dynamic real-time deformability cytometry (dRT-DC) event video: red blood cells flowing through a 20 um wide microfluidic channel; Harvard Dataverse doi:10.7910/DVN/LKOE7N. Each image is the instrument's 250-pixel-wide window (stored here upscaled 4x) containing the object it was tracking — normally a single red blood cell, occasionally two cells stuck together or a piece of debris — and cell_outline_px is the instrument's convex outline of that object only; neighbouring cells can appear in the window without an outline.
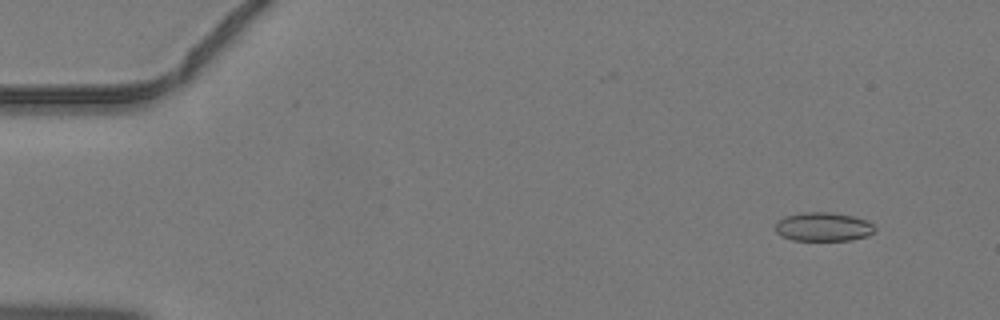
{"species": "common noctule bat (a hibernating species)", "species_latin": "Nyctalus noctula", "temperature_condition": "warm", "stored_images_in_passage": 19, "camera_frame_rate_fps": 3000, "um_per_image_px": 0.085, "animal": {"sex": "male", "body_mass_g": 19.2, "forearm_length_mm": 51.8}, "frame": {"image": 1, "passage_image": 2, "time_ms": 0.333, "image_size_px": [1000, 320], "cell_outline_px": [[876, 228], [868, 236], [852, 240], [792, 240], [780, 236], [776, 232], [776, 220], [784, 216], [800, 212], [832, 212], [852, 216], [868, 220]], "centroid_in_image_um": [69.95, 19.27], "position_along_channel_um": 15.1, "area_um2": 16.94}}
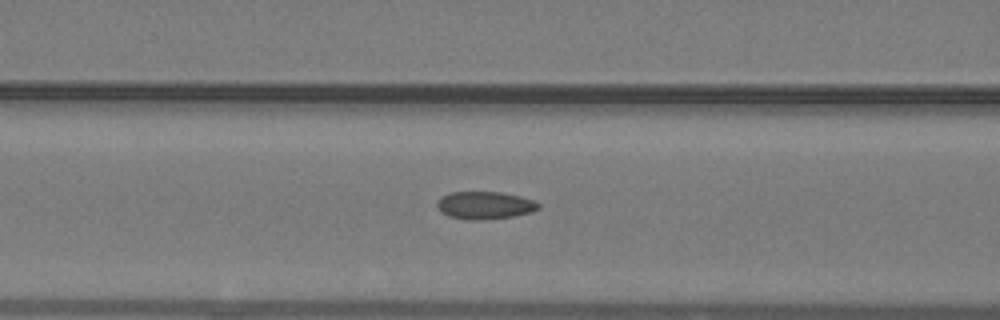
{"frame": {"image": 2, "passage_image": 17, "time_ms": 5.333, "image_size_px": [1000, 320], "cell_outline_px": [[540, 208], [532, 212], [512, 216], [472, 220], [468, 220], [448, 216], [440, 212], [436, 204], [440, 196], [448, 192], [504, 192], [520, 196], [532, 200], [540, 204]], "centroid_in_image_um": [41.17, 17.43], "position_along_channel_um": 125.4, "area_um2": 16.36}}
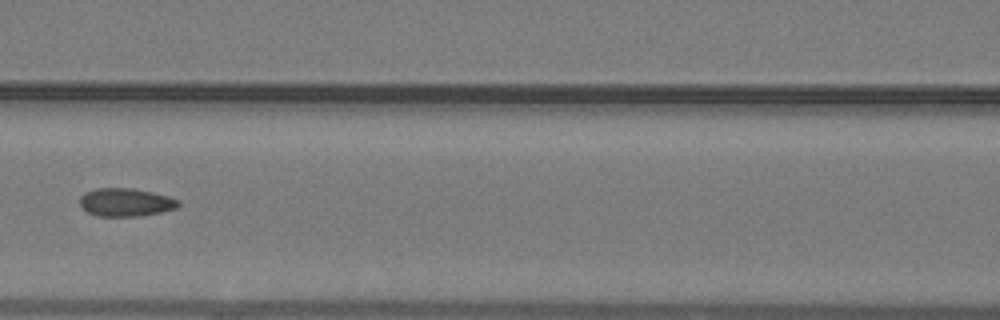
{"frame": {"image": 3, "passage_image": 19, "time_ms": 6.0, "image_size_px": [1000, 320], "cell_outline_px": [[180, 204], [176, 208], [160, 212], [140, 216], [96, 216], [88, 212], [80, 204], [80, 196], [84, 192], [96, 188], [132, 188], [152, 192], [168, 196], [180, 200]], "centroid_in_image_um": [10.68, 17.19], "position_along_channel_um": 155.9, "area_um2": 16.18}}